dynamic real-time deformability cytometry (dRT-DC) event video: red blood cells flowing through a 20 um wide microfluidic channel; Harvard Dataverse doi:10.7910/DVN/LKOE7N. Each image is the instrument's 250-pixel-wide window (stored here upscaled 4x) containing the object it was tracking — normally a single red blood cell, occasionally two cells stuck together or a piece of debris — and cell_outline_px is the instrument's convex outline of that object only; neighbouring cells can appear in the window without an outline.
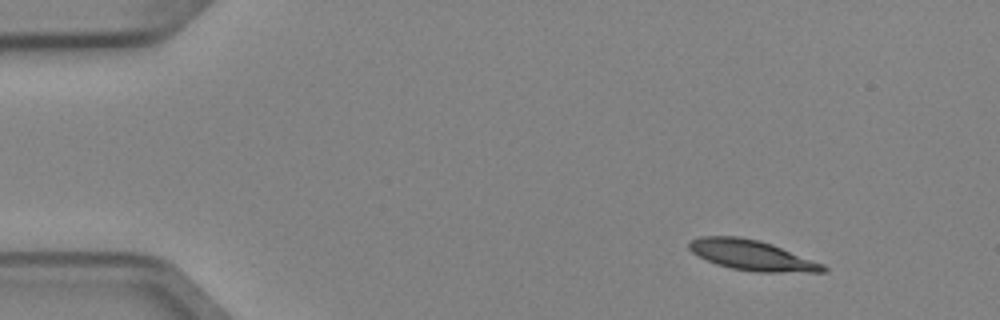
{"species": "Egyptian fruit bat (a non-hibernating species)", "species_latin": "Rousettus aegyptiacus", "temperature_condition": "cold", "stored_images_in_passage": 5, "camera_frame_rate_fps": 3000, "um_per_image_px": 0.085, "animal": {"sex": "female"}, "frame": {"image": 1, "passage_image": 1, "time_ms": 0.0, "image_size_px": [1000, 320], "cell_outline_px": [[828, 272], [756, 272], [732, 268], [716, 264], [692, 252], [688, 248], [688, 244], [692, 240], [700, 236], [736, 236], [760, 240], [772, 244], [824, 264], [828, 268]], "centroid_in_image_um": [63.94, 21.69], "position_along_channel_um": 21.1, "area_um2": 23.52}}
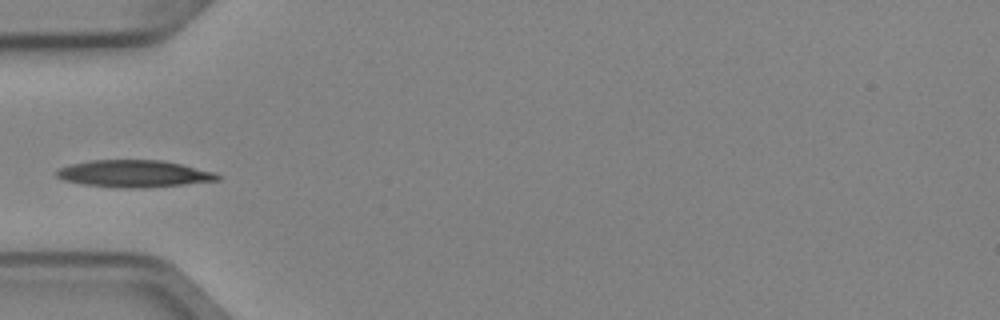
{"frame": {"image": 2, "passage_image": 4, "time_ms": 1.0, "image_size_px": [1000, 320], "cell_outline_px": [[220, 180], [184, 184], [144, 188], [120, 188], [84, 184], [64, 180], [56, 176], [56, 168], [72, 164], [92, 160], [164, 160], [216, 172], [220, 176]], "centroid_in_image_um": [11.4, 14.76], "position_along_channel_um": 73.6, "area_um2": 25.43}}
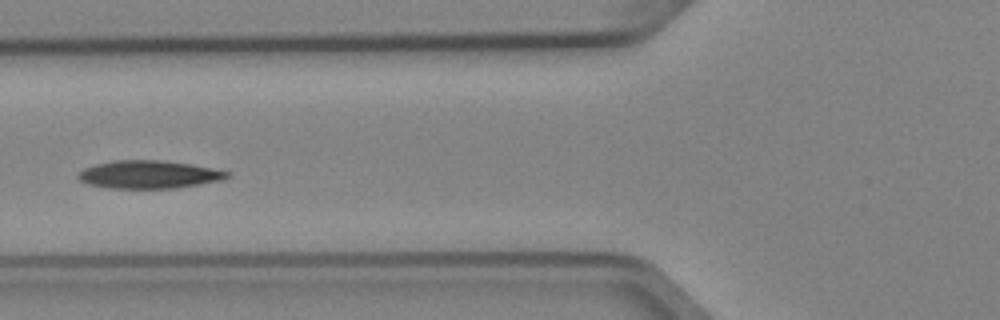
{"frame": {"image": 3, "passage_image": 5, "time_ms": 1.333, "image_size_px": [1000, 320], "cell_outline_px": [[232, 176], [224, 180], [176, 188], [108, 188], [88, 184], [80, 180], [76, 176], [84, 168], [96, 164], [112, 160], [160, 160], [192, 164], [228, 172]], "centroid_in_image_um": [12.66, 14.83], "position_along_channel_um": 113.1, "area_um2": 24.28}}